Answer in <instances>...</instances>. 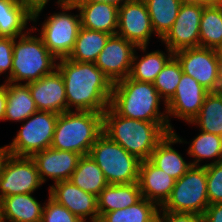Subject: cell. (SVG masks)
Listing matches in <instances>:
<instances>
[{
	"instance_id": "8992f818",
	"label": "cell",
	"mask_w": 222,
	"mask_h": 222,
	"mask_svg": "<svg viewBox=\"0 0 222 222\" xmlns=\"http://www.w3.org/2000/svg\"><path fill=\"white\" fill-rule=\"evenodd\" d=\"M101 168L109 184L138 182L141 160L102 133L88 154Z\"/></svg>"
},
{
	"instance_id": "74e56055",
	"label": "cell",
	"mask_w": 222,
	"mask_h": 222,
	"mask_svg": "<svg viewBox=\"0 0 222 222\" xmlns=\"http://www.w3.org/2000/svg\"><path fill=\"white\" fill-rule=\"evenodd\" d=\"M156 222H202V216L192 213L171 212L159 208Z\"/></svg>"
},
{
	"instance_id": "6da1fadb",
	"label": "cell",
	"mask_w": 222,
	"mask_h": 222,
	"mask_svg": "<svg viewBox=\"0 0 222 222\" xmlns=\"http://www.w3.org/2000/svg\"><path fill=\"white\" fill-rule=\"evenodd\" d=\"M57 68L65 83L67 111L74 107L76 111L103 113L110 106L113 83L95 63L61 58Z\"/></svg>"
},
{
	"instance_id": "9c48e42d",
	"label": "cell",
	"mask_w": 222,
	"mask_h": 222,
	"mask_svg": "<svg viewBox=\"0 0 222 222\" xmlns=\"http://www.w3.org/2000/svg\"><path fill=\"white\" fill-rule=\"evenodd\" d=\"M58 114L48 111H37L28 117L22 124L10 145H7L9 154L28 156L50 148Z\"/></svg>"
},
{
	"instance_id": "277c9868",
	"label": "cell",
	"mask_w": 222,
	"mask_h": 222,
	"mask_svg": "<svg viewBox=\"0 0 222 222\" xmlns=\"http://www.w3.org/2000/svg\"><path fill=\"white\" fill-rule=\"evenodd\" d=\"M103 133V113L67 111L58 114L51 148L88 155Z\"/></svg>"
},
{
	"instance_id": "f6af8a7d",
	"label": "cell",
	"mask_w": 222,
	"mask_h": 222,
	"mask_svg": "<svg viewBox=\"0 0 222 222\" xmlns=\"http://www.w3.org/2000/svg\"><path fill=\"white\" fill-rule=\"evenodd\" d=\"M220 70H222V46L216 49Z\"/></svg>"
},
{
	"instance_id": "5b68a950",
	"label": "cell",
	"mask_w": 222,
	"mask_h": 222,
	"mask_svg": "<svg viewBox=\"0 0 222 222\" xmlns=\"http://www.w3.org/2000/svg\"><path fill=\"white\" fill-rule=\"evenodd\" d=\"M34 30L36 27L20 36L18 41L14 38L11 75L7 76L6 82H34L57 68L58 59L46 48L40 37L30 33Z\"/></svg>"
},
{
	"instance_id": "3957f363",
	"label": "cell",
	"mask_w": 222,
	"mask_h": 222,
	"mask_svg": "<svg viewBox=\"0 0 222 222\" xmlns=\"http://www.w3.org/2000/svg\"><path fill=\"white\" fill-rule=\"evenodd\" d=\"M163 100L154 84L133 80L129 76L113 83L110 107L120 116L147 122H168L159 110Z\"/></svg>"
},
{
	"instance_id": "bcb514c9",
	"label": "cell",
	"mask_w": 222,
	"mask_h": 222,
	"mask_svg": "<svg viewBox=\"0 0 222 222\" xmlns=\"http://www.w3.org/2000/svg\"><path fill=\"white\" fill-rule=\"evenodd\" d=\"M215 92L222 96V70L220 71L219 84Z\"/></svg>"
},
{
	"instance_id": "83f0119b",
	"label": "cell",
	"mask_w": 222,
	"mask_h": 222,
	"mask_svg": "<svg viewBox=\"0 0 222 222\" xmlns=\"http://www.w3.org/2000/svg\"><path fill=\"white\" fill-rule=\"evenodd\" d=\"M151 19L152 28L162 39L172 28L181 4V0H144Z\"/></svg>"
},
{
	"instance_id": "d4e9b609",
	"label": "cell",
	"mask_w": 222,
	"mask_h": 222,
	"mask_svg": "<svg viewBox=\"0 0 222 222\" xmlns=\"http://www.w3.org/2000/svg\"><path fill=\"white\" fill-rule=\"evenodd\" d=\"M6 85V109L4 121L21 122L38 111L26 83L5 82Z\"/></svg>"
},
{
	"instance_id": "1f68e13d",
	"label": "cell",
	"mask_w": 222,
	"mask_h": 222,
	"mask_svg": "<svg viewBox=\"0 0 222 222\" xmlns=\"http://www.w3.org/2000/svg\"><path fill=\"white\" fill-rule=\"evenodd\" d=\"M190 123L197 124L200 131L222 137V96L216 92H210L199 114Z\"/></svg>"
},
{
	"instance_id": "4dcf8cb0",
	"label": "cell",
	"mask_w": 222,
	"mask_h": 222,
	"mask_svg": "<svg viewBox=\"0 0 222 222\" xmlns=\"http://www.w3.org/2000/svg\"><path fill=\"white\" fill-rule=\"evenodd\" d=\"M200 46L217 49L222 46V4L205 6L200 20Z\"/></svg>"
},
{
	"instance_id": "44dd1931",
	"label": "cell",
	"mask_w": 222,
	"mask_h": 222,
	"mask_svg": "<svg viewBox=\"0 0 222 222\" xmlns=\"http://www.w3.org/2000/svg\"><path fill=\"white\" fill-rule=\"evenodd\" d=\"M184 142L175 131L169 132L158 143L148 160L159 169L165 171L166 174L178 180L192 166L190 162L187 163L181 154L172 147V144Z\"/></svg>"
},
{
	"instance_id": "c3c4849f",
	"label": "cell",
	"mask_w": 222,
	"mask_h": 222,
	"mask_svg": "<svg viewBox=\"0 0 222 222\" xmlns=\"http://www.w3.org/2000/svg\"><path fill=\"white\" fill-rule=\"evenodd\" d=\"M0 222H2V220H1V199H0Z\"/></svg>"
},
{
	"instance_id": "603a6c76",
	"label": "cell",
	"mask_w": 222,
	"mask_h": 222,
	"mask_svg": "<svg viewBox=\"0 0 222 222\" xmlns=\"http://www.w3.org/2000/svg\"><path fill=\"white\" fill-rule=\"evenodd\" d=\"M142 198L139 183L108 184L97 196L99 217L108 212L124 209Z\"/></svg>"
},
{
	"instance_id": "8d00e7d4",
	"label": "cell",
	"mask_w": 222,
	"mask_h": 222,
	"mask_svg": "<svg viewBox=\"0 0 222 222\" xmlns=\"http://www.w3.org/2000/svg\"><path fill=\"white\" fill-rule=\"evenodd\" d=\"M14 38L0 37V75L7 70L11 75Z\"/></svg>"
},
{
	"instance_id": "681fc988",
	"label": "cell",
	"mask_w": 222,
	"mask_h": 222,
	"mask_svg": "<svg viewBox=\"0 0 222 222\" xmlns=\"http://www.w3.org/2000/svg\"><path fill=\"white\" fill-rule=\"evenodd\" d=\"M222 4V0H217V5H221Z\"/></svg>"
},
{
	"instance_id": "cb8c5ba5",
	"label": "cell",
	"mask_w": 222,
	"mask_h": 222,
	"mask_svg": "<svg viewBox=\"0 0 222 222\" xmlns=\"http://www.w3.org/2000/svg\"><path fill=\"white\" fill-rule=\"evenodd\" d=\"M32 21V12L19 0H0V37L18 38Z\"/></svg>"
},
{
	"instance_id": "4316f807",
	"label": "cell",
	"mask_w": 222,
	"mask_h": 222,
	"mask_svg": "<svg viewBox=\"0 0 222 222\" xmlns=\"http://www.w3.org/2000/svg\"><path fill=\"white\" fill-rule=\"evenodd\" d=\"M70 181L83 191L95 196H98L109 184L101 168L89 155L81 156Z\"/></svg>"
},
{
	"instance_id": "ba28073f",
	"label": "cell",
	"mask_w": 222,
	"mask_h": 222,
	"mask_svg": "<svg viewBox=\"0 0 222 222\" xmlns=\"http://www.w3.org/2000/svg\"><path fill=\"white\" fill-rule=\"evenodd\" d=\"M63 12L55 13L44 20L40 32L46 48L57 58H68L71 54L78 31L81 27L80 15L67 13L77 9L71 0H58ZM66 11V12H64Z\"/></svg>"
},
{
	"instance_id": "ffe728a7",
	"label": "cell",
	"mask_w": 222,
	"mask_h": 222,
	"mask_svg": "<svg viewBox=\"0 0 222 222\" xmlns=\"http://www.w3.org/2000/svg\"><path fill=\"white\" fill-rule=\"evenodd\" d=\"M80 12L81 27L102 31L111 35L117 33L119 8L94 2H73Z\"/></svg>"
},
{
	"instance_id": "8fae6325",
	"label": "cell",
	"mask_w": 222,
	"mask_h": 222,
	"mask_svg": "<svg viewBox=\"0 0 222 222\" xmlns=\"http://www.w3.org/2000/svg\"><path fill=\"white\" fill-rule=\"evenodd\" d=\"M182 72L191 76L209 92H215L219 84L220 66L215 49L207 47L186 48L174 52Z\"/></svg>"
},
{
	"instance_id": "f35d334b",
	"label": "cell",
	"mask_w": 222,
	"mask_h": 222,
	"mask_svg": "<svg viewBox=\"0 0 222 222\" xmlns=\"http://www.w3.org/2000/svg\"><path fill=\"white\" fill-rule=\"evenodd\" d=\"M202 222H222V203L209 205L202 215Z\"/></svg>"
},
{
	"instance_id": "d6986e66",
	"label": "cell",
	"mask_w": 222,
	"mask_h": 222,
	"mask_svg": "<svg viewBox=\"0 0 222 222\" xmlns=\"http://www.w3.org/2000/svg\"><path fill=\"white\" fill-rule=\"evenodd\" d=\"M138 183L142 197L161 207L169 198L175 179L149 160H144L140 163Z\"/></svg>"
},
{
	"instance_id": "ee69618b",
	"label": "cell",
	"mask_w": 222,
	"mask_h": 222,
	"mask_svg": "<svg viewBox=\"0 0 222 222\" xmlns=\"http://www.w3.org/2000/svg\"><path fill=\"white\" fill-rule=\"evenodd\" d=\"M198 4H203L206 6L217 5V0H198Z\"/></svg>"
},
{
	"instance_id": "7402d4cb",
	"label": "cell",
	"mask_w": 222,
	"mask_h": 222,
	"mask_svg": "<svg viewBox=\"0 0 222 222\" xmlns=\"http://www.w3.org/2000/svg\"><path fill=\"white\" fill-rule=\"evenodd\" d=\"M44 206L29 194L10 195L1 199L2 222H41Z\"/></svg>"
},
{
	"instance_id": "ab89813d",
	"label": "cell",
	"mask_w": 222,
	"mask_h": 222,
	"mask_svg": "<svg viewBox=\"0 0 222 222\" xmlns=\"http://www.w3.org/2000/svg\"><path fill=\"white\" fill-rule=\"evenodd\" d=\"M31 12H32V21L37 22V18L41 11H43L46 4L49 0H20Z\"/></svg>"
},
{
	"instance_id": "4fadbf2b",
	"label": "cell",
	"mask_w": 222,
	"mask_h": 222,
	"mask_svg": "<svg viewBox=\"0 0 222 222\" xmlns=\"http://www.w3.org/2000/svg\"><path fill=\"white\" fill-rule=\"evenodd\" d=\"M154 33L147 5L144 0H131L119 7L117 35L146 52Z\"/></svg>"
},
{
	"instance_id": "b9f144b4",
	"label": "cell",
	"mask_w": 222,
	"mask_h": 222,
	"mask_svg": "<svg viewBox=\"0 0 222 222\" xmlns=\"http://www.w3.org/2000/svg\"><path fill=\"white\" fill-rule=\"evenodd\" d=\"M72 2H94V3H106L114 5L116 7H122L125 3L131 0H71Z\"/></svg>"
},
{
	"instance_id": "e575fe53",
	"label": "cell",
	"mask_w": 222,
	"mask_h": 222,
	"mask_svg": "<svg viewBox=\"0 0 222 222\" xmlns=\"http://www.w3.org/2000/svg\"><path fill=\"white\" fill-rule=\"evenodd\" d=\"M202 166L206 167L209 205L222 203V161Z\"/></svg>"
},
{
	"instance_id": "d6a6232c",
	"label": "cell",
	"mask_w": 222,
	"mask_h": 222,
	"mask_svg": "<svg viewBox=\"0 0 222 222\" xmlns=\"http://www.w3.org/2000/svg\"><path fill=\"white\" fill-rule=\"evenodd\" d=\"M188 148L187 154L195 159L193 162H190L192 166H201L199 162L202 161V159L217 158L208 164L222 161L221 136L201 131V133L193 139Z\"/></svg>"
},
{
	"instance_id": "836d02e7",
	"label": "cell",
	"mask_w": 222,
	"mask_h": 222,
	"mask_svg": "<svg viewBox=\"0 0 222 222\" xmlns=\"http://www.w3.org/2000/svg\"><path fill=\"white\" fill-rule=\"evenodd\" d=\"M182 68L178 60L173 56L163 67L153 82L154 87L166 104L175 94L181 76Z\"/></svg>"
},
{
	"instance_id": "7bdbcfd3",
	"label": "cell",
	"mask_w": 222,
	"mask_h": 222,
	"mask_svg": "<svg viewBox=\"0 0 222 222\" xmlns=\"http://www.w3.org/2000/svg\"><path fill=\"white\" fill-rule=\"evenodd\" d=\"M8 155H9V150L7 148V145L4 147H0V174H1L3 163L6 160Z\"/></svg>"
},
{
	"instance_id": "2e32d148",
	"label": "cell",
	"mask_w": 222,
	"mask_h": 222,
	"mask_svg": "<svg viewBox=\"0 0 222 222\" xmlns=\"http://www.w3.org/2000/svg\"><path fill=\"white\" fill-rule=\"evenodd\" d=\"M49 196L57 203L67 208L72 214L83 222H97L99 213L97 209V196L85 192L70 180L57 182L49 188Z\"/></svg>"
},
{
	"instance_id": "9a60e30c",
	"label": "cell",
	"mask_w": 222,
	"mask_h": 222,
	"mask_svg": "<svg viewBox=\"0 0 222 222\" xmlns=\"http://www.w3.org/2000/svg\"><path fill=\"white\" fill-rule=\"evenodd\" d=\"M136 48L135 44L125 38L117 34L111 35L95 65L115 83L129 76Z\"/></svg>"
},
{
	"instance_id": "60d3db41",
	"label": "cell",
	"mask_w": 222,
	"mask_h": 222,
	"mask_svg": "<svg viewBox=\"0 0 222 222\" xmlns=\"http://www.w3.org/2000/svg\"><path fill=\"white\" fill-rule=\"evenodd\" d=\"M6 85H0V121L4 120L5 109H6Z\"/></svg>"
},
{
	"instance_id": "7c38bea8",
	"label": "cell",
	"mask_w": 222,
	"mask_h": 222,
	"mask_svg": "<svg viewBox=\"0 0 222 222\" xmlns=\"http://www.w3.org/2000/svg\"><path fill=\"white\" fill-rule=\"evenodd\" d=\"M206 5L182 3L172 28L161 39L173 53L200 46V20Z\"/></svg>"
},
{
	"instance_id": "484cf974",
	"label": "cell",
	"mask_w": 222,
	"mask_h": 222,
	"mask_svg": "<svg viewBox=\"0 0 222 222\" xmlns=\"http://www.w3.org/2000/svg\"><path fill=\"white\" fill-rule=\"evenodd\" d=\"M111 34L80 27L75 46L68 59L76 62L95 63Z\"/></svg>"
},
{
	"instance_id": "5bb4252c",
	"label": "cell",
	"mask_w": 222,
	"mask_h": 222,
	"mask_svg": "<svg viewBox=\"0 0 222 222\" xmlns=\"http://www.w3.org/2000/svg\"><path fill=\"white\" fill-rule=\"evenodd\" d=\"M209 93L197 80L182 73L175 94L164 105L168 115L169 127L174 130L170 124L169 117L171 116L178 117V119L190 123L199 114L200 108Z\"/></svg>"
},
{
	"instance_id": "e0dca14e",
	"label": "cell",
	"mask_w": 222,
	"mask_h": 222,
	"mask_svg": "<svg viewBox=\"0 0 222 222\" xmlns=\"http://www.w3.org/2000/svg\"><path fill=\"white\" fill-rule=\"evenodd\" d=\"M26 84L38 111H48L56 114L67 112L65 83L58 68L37 81Z\"/></svg>"
},
{
	"instance_id": "f1b7e54d",
	"label": "cell",
	"mask_w": 222,
	"mask_h": 222,
	"mask_svg": "<svg viewBox=\"0 0 222 222\" xmlns=\"http://www.w3.org/2000/svg\"><path fill=\"white\" fill-rule=\"evenodd\" d=\"M168 56L160 50L145 54L142 58L133 56L129 77L133 80L153 83L166 63L174 56V53L167 49Z\"/></svg>"
},
{
	"instance_id": "52a82bcc",
	"label": "cell",
	"mask_w": 222,
	"mask_h": 222,
	"mask_svg": "<svg viewBox=\"0 0 222 222\" xmlns=\"http://www.w3.org/2000/svg\"><path fill=\"white\" fill-rule=\"evenodd\" d=\"M208 206L206 167L191 166L182 177L175 180L169 198L160 208L202 216Z\"/></svg>"
},
{
	"instance_id": "f546056e",
	"label": "cell",
	"mask_w": 222,
	"mask_h": 222,
	"mask_svg": "<svg viewBox=\"0 0 222 222\" xmlns=\"http://www.w3.org/2000/svg\"><path fill=\"white\" fill-rule=\"evenodd\" d=\"M159 208L156 203L142 197L129 207L102 214L98 222H156Z\"/></svg>"
},
{
	"instance_id": "ac0fdd59",
	"label": "cell",
	"mask_w": 222,
	"mask_h": 222,
	"mask_svg": "<svg viewBox=\"0 0 222 222\" xmlns=\"http://www.w3.org/2000/svg\"><path fill=\"white\" fill-rule=\"evenodd\" d=\"M81 156L79 153L50 147L33 154L31 158L36 164L41 181L45 183L46 177H49L55 184L70 180Z\"/></svg>"
},
{
	"instance_id": "7dc6e473",
	"label": "cell",
	"mask_w": 222,
	"mask_h": 222,
	"mask_svg": "<svg viewBox=\"0 0 222 222\" xmlns=\"http://www.w3.org/2000/svg\"><path fill=\"white\" fill-rule=\"evenodd\" d=\"M183 3H198V0H181Z\"/></svg>"
},
{
	"instance_id": "7a4b0ae2",
	"label": "cell",
	"mask_w": 222,
	"mask_h": 222,
	"mask_svg": "<svg viewBox=\"0 0 222 222\" xmlns=\"http://www.w3.org/2000/svg\"><path fill=\"white\" fill-rule=\"evenodd\" d=\"M168 122H147L118 115L110 106L103 112V133L127 152L144 161L172 132Z\"/></svg>"
},
{
	"instance_id": "d590c367",
	"label": "cell",
	"mask_w": 222,
	"mask_h": 222,
	"mask_svg": "<svg viewBox=\"0 0 222 222\" xmlns=\"http://www.w3.org/2000/svg\"><path fill=\"white\" fill-rule=\"evenodd\" d=\"M44 204L41 222H83L50 196Z\"/></svg>"
},
{
	"instance_id": "30bf717a",
	"label": "cell",
	"mask_w": 222,
	"mask_h": 222,
	"mask_svg": "<svg viewBox=\"0 0 222 222\" xmlns=\"http://www.w3.org/2000/svg\"><path fill=\"white\" fill-rule=\"evenodd\" d=\"M43 182L31 157L9 154L0 174V199L10 195L29 194Z\"/></svg>"
}]
</instances>
